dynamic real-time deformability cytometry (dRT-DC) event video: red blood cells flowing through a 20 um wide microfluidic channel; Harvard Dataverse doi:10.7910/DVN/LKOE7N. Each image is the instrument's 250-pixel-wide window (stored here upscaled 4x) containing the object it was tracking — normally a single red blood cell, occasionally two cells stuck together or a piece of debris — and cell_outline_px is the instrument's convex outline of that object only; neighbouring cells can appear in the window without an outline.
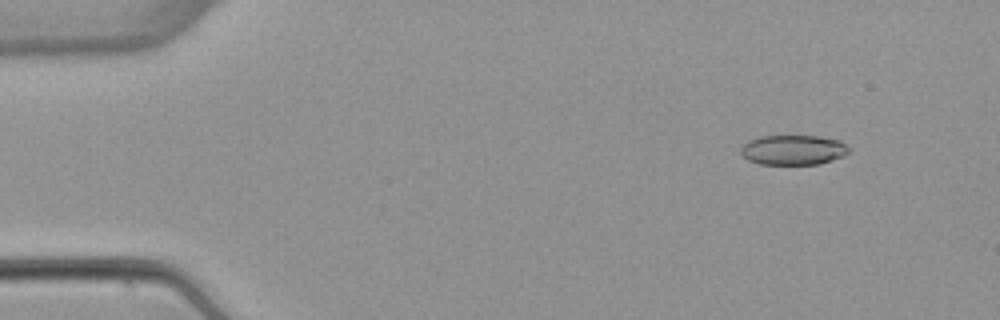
{"species": "common noctule bat (a hibernating species)", "species_latin": "Nyctalus noctula", "temperature_condition": "warm", "stored_images_in_passage": 4, "camera_frame_rate_fps": 3000, "um_per_image_px": 0.085, "animal": {"sex": "female", "body_mass_g": 22.7, "forearm_length_mm": 54.2}, "frame": {"image": 1, "passage_image": 2, "time_ms": 1.0, "image_size_px": [1000, 320], "cell_outline_px": [[848, 152], [844, 156], [820, 164], [760, 164], [748, 160], [740, 152], [740, 148], [748, 140], [760, 136], [820, 136], [840, 140], [848, 148]], "centroid_in_image_um": [67.41, 12.74], "position_along_channel_um": 17.6, "area_um2": 18.84}}